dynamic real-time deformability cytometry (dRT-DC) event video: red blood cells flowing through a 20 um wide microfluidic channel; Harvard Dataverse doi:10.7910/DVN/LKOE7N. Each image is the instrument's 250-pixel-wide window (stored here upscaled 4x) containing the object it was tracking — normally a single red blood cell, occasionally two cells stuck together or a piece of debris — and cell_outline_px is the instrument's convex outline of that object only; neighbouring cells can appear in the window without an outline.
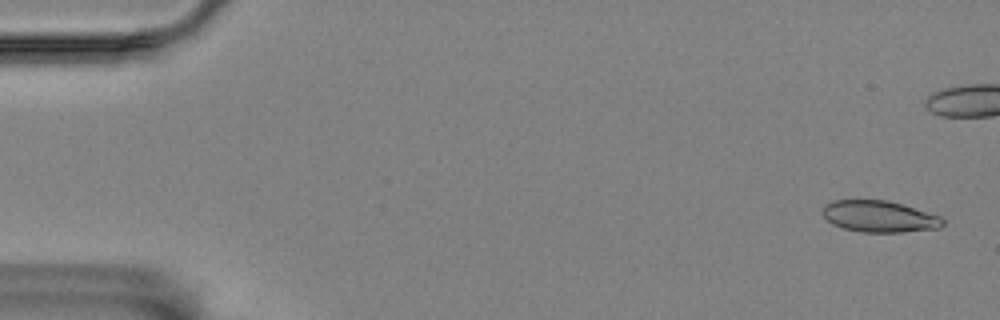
{"species": "Egyptian fruit bat (a non-hibernating species)", "species_latin": "Rousettus aegyptiacus", "temperature_condition": "room temperature", "stored_images_in_passage": 2, "segment_of_instrument_passage": [2, 2], "camera_frame_rate_fps": 3000, "um_per_image_px": 0.085, "animal": {"sex": "female"}, "frame": {"image": 1, "passage_image": 2, "time_ms": 1.333, "image_size_px": [1000, 320], "cell_outline_px": [[944, 224], [940, 228], [900, 232], [860, 232], [844, 228], [832, 224], [824, 216], [824, 204], [832, 200], [888, 200], [940, 216], [944, 220]], "centroid_in_image_um": [74.74, 18.4], "position_along_channel_um": 10.3, "area_um2": 21.91}}